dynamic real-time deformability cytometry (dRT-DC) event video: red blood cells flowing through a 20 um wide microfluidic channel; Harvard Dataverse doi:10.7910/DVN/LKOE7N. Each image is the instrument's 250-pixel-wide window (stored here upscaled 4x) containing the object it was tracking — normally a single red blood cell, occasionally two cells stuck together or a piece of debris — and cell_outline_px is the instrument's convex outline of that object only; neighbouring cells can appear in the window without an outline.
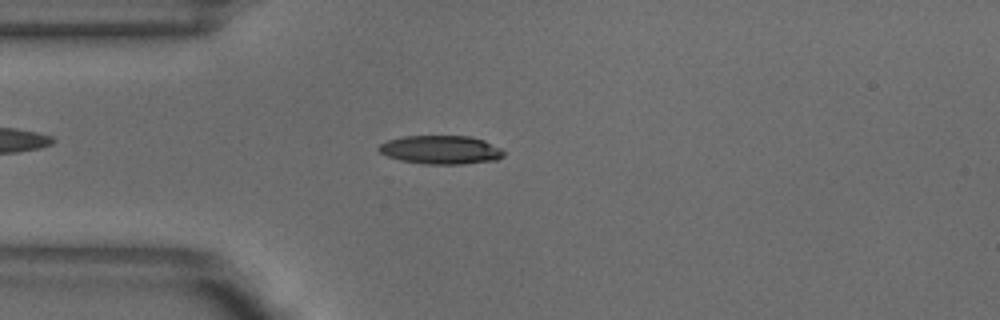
{"species": "common noctule bat (a hibernating species)", "species_latin": "Nyctalus noctula", "temperature_condition": "warm", "stored_images_in_passage": 39, "camera_frame_rate_fps": 3000, "um_per_image_px": 0.085, "animal": {"sex": "male", "body_mass_g": 18.8}, "frame": {"image": 1, "passage_image": 1, "time_ms": 0.0, "image_size_px": [1000, 320], "cell_outline_px": [[504, 156], [496, 160], [464, 164], [424, 164], [400, 160], [388, 156], [380, 152], [376, 148], [380, 144], [388, 140], [404, 136], [472, 136], [484, 140], [500, 148], [504, 152]], "centroid_in_image_um": [37.47, 12.73], "position_along_channel_um": 47.5, "area_um2": 20.87}, "authors_computed_cell_mechanics": {"area_um2": 20.8658, "velocity_mm_per_s": 3.8795, "shape_relaxation_time_tau1_ms": 3.2603, "shape_relaxation_time_tau2_ms": 1.3322, "deformation_change_tau1": 0.1782, "deformation_change_tau2": 0.0992}}